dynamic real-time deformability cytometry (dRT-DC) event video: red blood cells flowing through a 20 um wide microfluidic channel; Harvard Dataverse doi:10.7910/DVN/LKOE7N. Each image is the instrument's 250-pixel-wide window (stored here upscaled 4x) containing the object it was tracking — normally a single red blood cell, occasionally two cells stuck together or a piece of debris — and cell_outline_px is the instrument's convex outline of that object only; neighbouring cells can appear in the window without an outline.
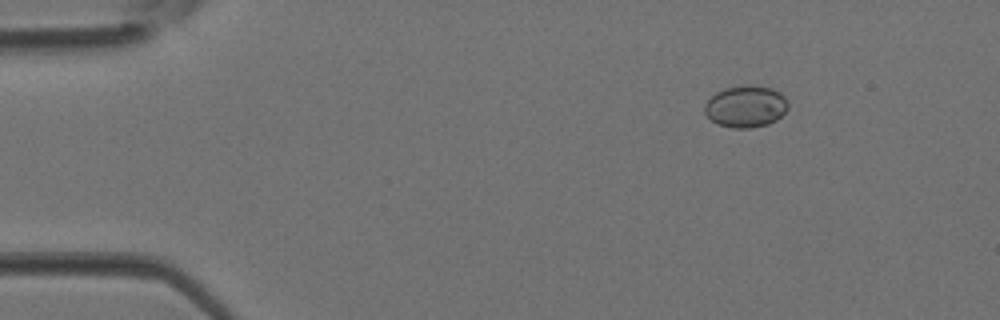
{"species": "Egyptian fruit bat (a non-hibernating species)", "species_latin": "Rousettus aegyptiacus", "temperature_condition": "room temperature", "stored_images_in_passage": 3, "camera_frame_rate_fps": 3000, "um_per_image_px": 0.085, "animal": {"sex": "female"}, "frame": {"image": 1, "passage_image": 3, "time_ms": 0.667, "image_size_px": [1000, 320], "cell_outline_px": [[788, 108], [776, 120], [768, 124], [752, 128], [732, 128], [716, 124], [704, 112], [704, 104], [716, 92], [724, 88], [744, 84], [748, 84], [772, 88], [780, 92], [788, 100]], "centroid_in_image_um": [63.39, 9.04], "position_along_channel_um": 21.6, "area_um2": 20.58}}